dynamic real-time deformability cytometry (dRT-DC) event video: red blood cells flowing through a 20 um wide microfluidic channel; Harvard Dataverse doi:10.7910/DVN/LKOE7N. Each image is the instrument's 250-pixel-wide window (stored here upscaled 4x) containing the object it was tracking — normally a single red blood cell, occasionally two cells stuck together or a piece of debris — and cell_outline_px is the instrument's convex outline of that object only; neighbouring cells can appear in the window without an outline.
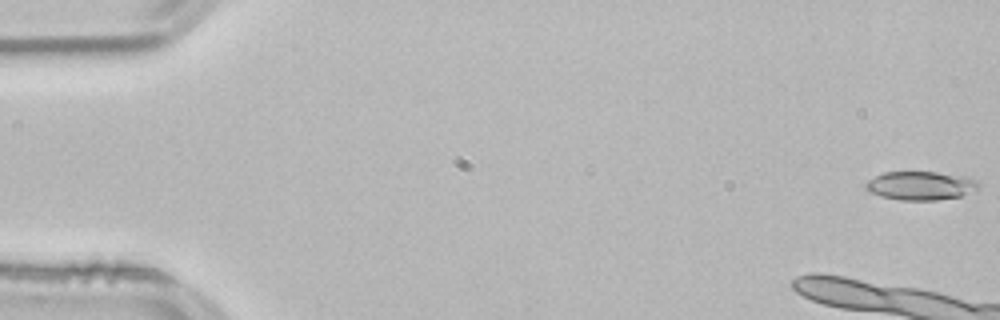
{"species": "common noctule bat (a hibernating species)", "species_latin": "Nyctalus noctula", "temperature_condition": "room temperature", "stored_images_in_passage": 7, "camera_frame_rate_fps": 3000, "um_per_image_px": 0.085, "animal": {"sex": "male", "body_mass_g": 21.5, "forearm_length_mm": 52.0}, "frame": {"image": 1, "passage_image": 1, "time_ms": 0.0, "image_size_px": [1000, 320], "cell_outline_px": [[980, 188], [976, 192], [960, 196], [936, 200], [900, 200], [880, 196], [868, 192], [864, 188], [864, 184], [868, 180], [884, 172], [936, 172], [964, 176], [976, 180], [980, 184]], "centroid_in_image_um": [78.27, 15.79], "position_along_channel_um": 6.7, "area_um2": 19.07}}